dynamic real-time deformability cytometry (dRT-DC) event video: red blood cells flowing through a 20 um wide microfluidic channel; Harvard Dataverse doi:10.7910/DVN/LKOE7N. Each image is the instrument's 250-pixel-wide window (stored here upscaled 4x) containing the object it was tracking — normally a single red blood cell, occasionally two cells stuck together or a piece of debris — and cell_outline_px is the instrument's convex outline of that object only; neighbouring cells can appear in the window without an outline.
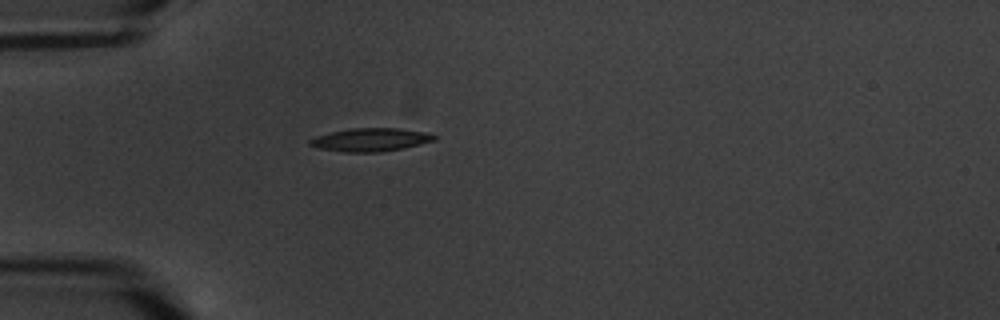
{"species": "common noctule bat (a hibernating species)", "species_latin": "Nyctalus noctula", "temperature_condition": "warm", "stored_images_in_passage": 1, "camera_frame_rate_fps": 3000, "um_per_image_px": 0.085, "animal": {"sex": "male", "body_mass_g": 20.1, "forearm_length_mm": 53.5}, "frame": {"image": 1, "passage_image": 1, "time_ms": 0.0, "image_size_px": [1000, 320], "cell_outline_px": [[436, 140], [404, 148], [380, 152], [344, 152], [320, 148], [308, 144], [308, 140], [316, 136], [332, 132], [352, 128], [400, 128], [424, 132], [436, 136]], "centroid_in_image_um": [31.5, 11.88], "position_along_channel_um": 53.5, "area_um2": 16.7}}